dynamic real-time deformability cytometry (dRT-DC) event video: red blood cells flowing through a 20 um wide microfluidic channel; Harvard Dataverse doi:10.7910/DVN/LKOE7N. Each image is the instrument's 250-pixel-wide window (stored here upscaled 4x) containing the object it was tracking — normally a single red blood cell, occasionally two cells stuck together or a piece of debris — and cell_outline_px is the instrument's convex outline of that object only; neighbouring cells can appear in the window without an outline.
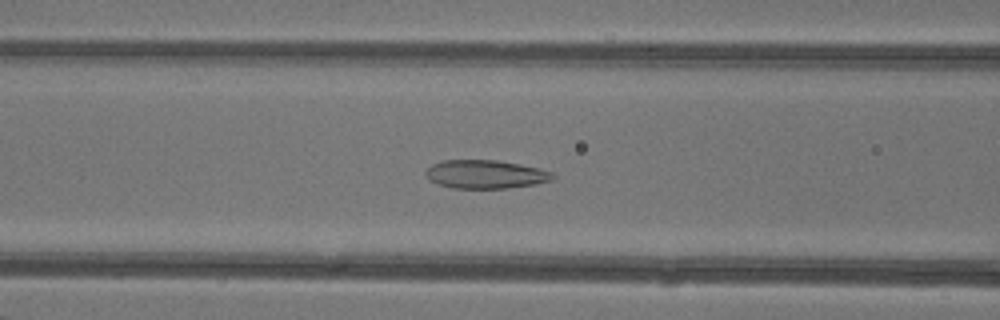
{"species": "common noctule bat (a hibernating species)", "species_latin": "Nyctalus noctula", "temperature_condition": "warm", "stored_images_in_passage": 49, "camera_frame_rate_fps": 3000, "um_per_image_px": 0.085, "animal": {"sex": "female"}, "frame": {"image": 1, "passage_image": 21, "time_ms": 6.667, "image_size_px": [1000, 320], "cell_outline_px": [[556, 176], [552, 180], [536, 184], [508, 188], [452, 188], [428, 180], [424, 172], [432, 164], [444, 160], [496, 160], [520, 164], [540, 168], [552, 172]], "centroid_in_image_um": [41.28, 14.81], "position_along_channel_um": 125.3, "area_um2": 21.15}}
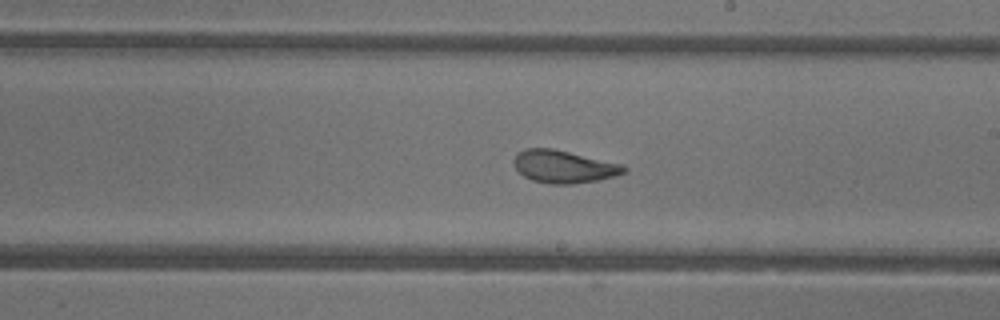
{"frame": {"image": 2, "passage_image": 29, "time_ms": 9.333, "image_size_px": [1000, 320], "cell_outline_px": [[628, 168], [624, 172], [616, 176], [600, 180], [572, 184], [548, 184], [532, 180], [524, 176], [512, 164], [512, 160], [516, 152], [524, 148], [552, 148], [624, 164]], "centroid_in_image_um": [47.91, 14.16], "position_along_channel_um": 241.1, "area_um2": 21.27}}
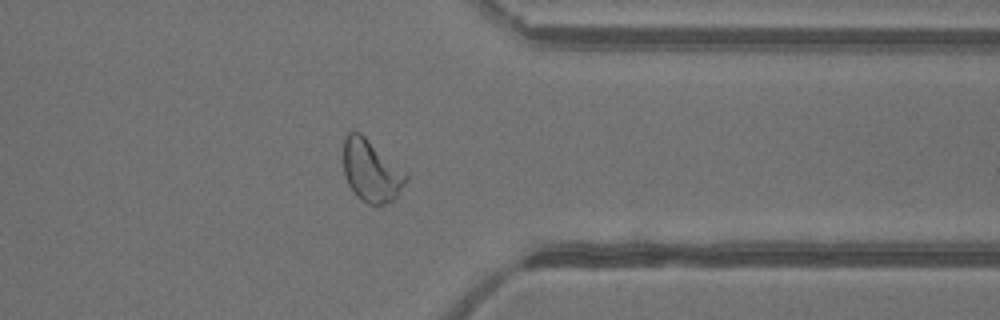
{"frame": {"image": 3, "passage_image": 39, "time_ms": 12.667, "image_size_px": [1000, 320], "cell_outline_px": [[408, 180], [396, 196], [392, 200], [384, 204], [368, 204], [360, 200], [356, 196], [348, 184], [344, 172], [344, 136], [348, 132], [360, 132], [408, 172]], "centroid_in_image_um": [31.57, 14.51], "position_along_channel_um": 379.8, "area_um2": 22.77}, "authors_computed_cell_mechanics": {"area_um2": 24.3916, "velocity_mm_per_s": 4.3405, "shape_relaxation_time_tau1_ms": 8.5149, "shape_relaxation_time_tau2_ms": 0.9788, "deformation_change_tau1": 0.2491, "deformation_change_tau2": 0.085}}